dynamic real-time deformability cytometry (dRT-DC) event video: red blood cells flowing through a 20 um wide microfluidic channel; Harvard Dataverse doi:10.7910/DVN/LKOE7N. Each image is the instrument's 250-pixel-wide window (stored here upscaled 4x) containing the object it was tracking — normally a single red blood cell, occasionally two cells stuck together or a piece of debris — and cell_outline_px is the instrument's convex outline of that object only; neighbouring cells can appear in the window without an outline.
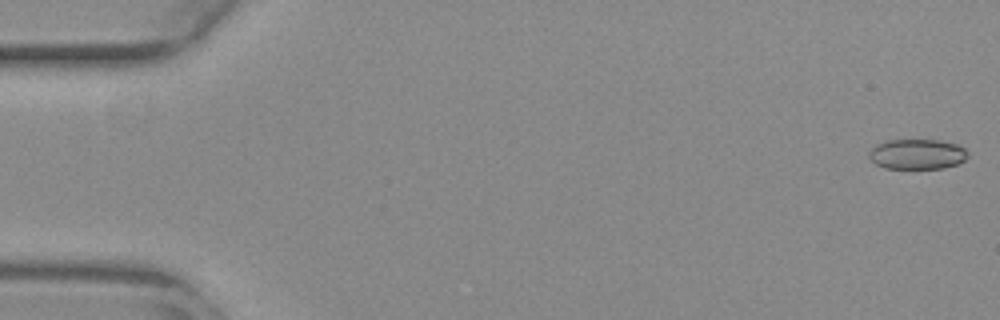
{"species": "common noctule bat (a hibernating species)", "species_latin": "Nyctalus noctula", "temperature_condition": "warm", "stored_images_in_passage": 54, "camera_frame_rate_fps": 3000, "um_per_image_px": 0.085, "animal": {"sex": "female", "body_mass_g": 29.2, "forearm_length_mm": 56.3}, "frame": {"image": 1, "passage_image": 1, "time_ms": 0.0, "image_size_px": [1000, 320], "cell_outline_px": [[968, 156], [964, 160], [956, 164], [944, 168], [884, 168], [876, 164], [868, 156], [868, 152], [876, 144], [888, 140], [940, 140], [956, 144], [964, 148], [968, 152]], "centroid_in_image_um": [77.95, 13.1], "position_along_channel_um": 7.1, "area_um2": 17.34}}
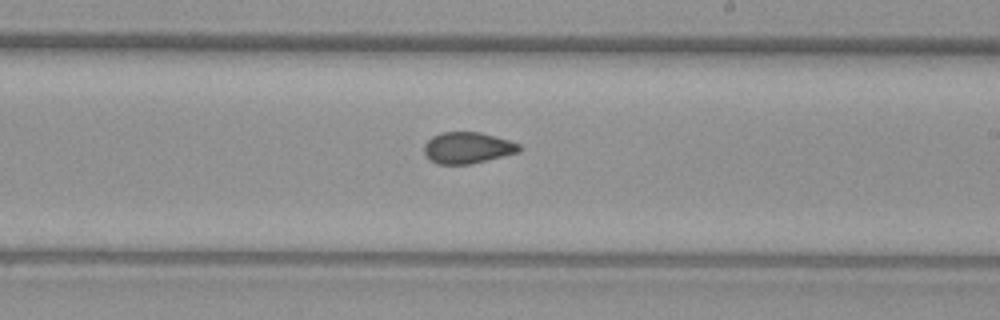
{"frame": {"image": 2, "passage_image": 32, "time_ms": 10.333, "image_size_px": [1000, 320], "cell_outline_px": [[520, 152], [472, 164], [436, 164], [428, 160], [424, 152], [424, 144], [432, 136], [440, 132], [480, 132], [496, 136], [520, 144]], "centroid_in_image_um": [39.72, 12.57], "position_along_channel_um": 249.3, "area_um2": 17.57}}
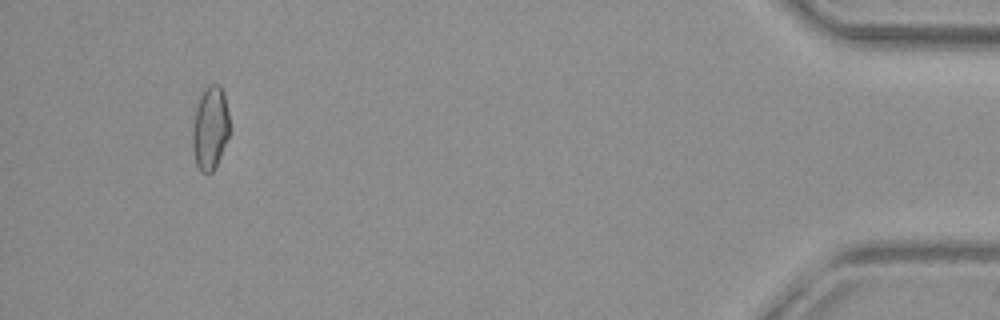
{"frame": {"image": 3, "passage_image": 51, "time_ms": 16.667, "image_size_px": [1000, 320], "cell_outline_px": [[228, 136], [216, 168], [208, 176], [200, 172], [196, 164], [192, 148], [192, 128], [196, 108], [200, 96], [204, 88], [208, 84], [220, 84], [224, 92], [228, 112]], "centroid_in_image_um": [17.85, 10.91], "position_along_channel_um": 417.4, "area_um2": 18.26}, "authors_computed_cell_mechanics": {"area_um2": 17.9758, "velocity_mm_per_s": 3.8445, "shape_relaxation_time_tau1_ms": null, "shape_relaxation_time_tau2_ms": 2.2077, "deformation_change_tau1": null, "deformation_change_tau2": 0.0516}}